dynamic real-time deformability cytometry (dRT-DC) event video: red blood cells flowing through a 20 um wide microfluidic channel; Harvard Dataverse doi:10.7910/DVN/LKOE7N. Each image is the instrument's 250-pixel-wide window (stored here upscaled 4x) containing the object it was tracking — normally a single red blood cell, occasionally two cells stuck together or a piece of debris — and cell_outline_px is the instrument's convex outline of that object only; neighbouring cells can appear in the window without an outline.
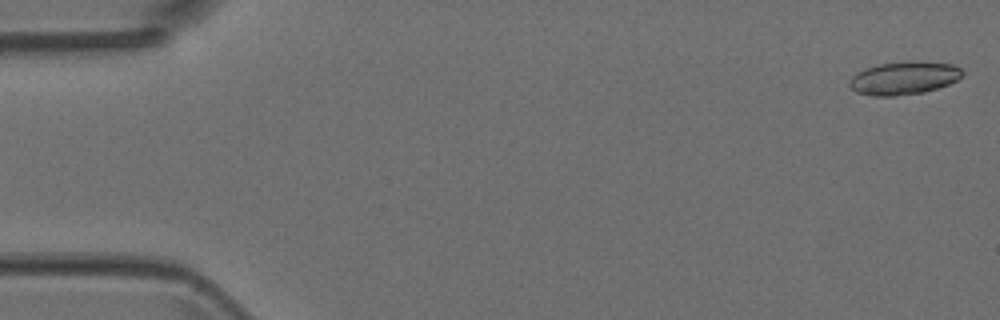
{"species": "Egyptian fruit bat (a non-hibernating species)", "species_latin": "Rousettus aegyptiacus", "temperature_condition": "room temperature", "stored_images_in_passage": 5, "camera_frame_rate_fps": 3000, "um_per_image_px": 0.085, "animal": {"sex": "female"}, "frame": {"image": 1, "passage_image": 1, "time_ms": 0.0, "image_size_px": [1000, 320], "cell_outline_px": [[964, 72], [956, 80], [948, 84], [924, 92], [896, 96], [872, 96], [856, 92], [848, 84], [852, 76], [864, 68], [880, 64], [912, 60], [920, 60], [952, 64], [960, 68]], "centroid_in_image_um": [76.82, 6.62], "position_along_channel_um": 8.2, "area_um2": 21.85}}
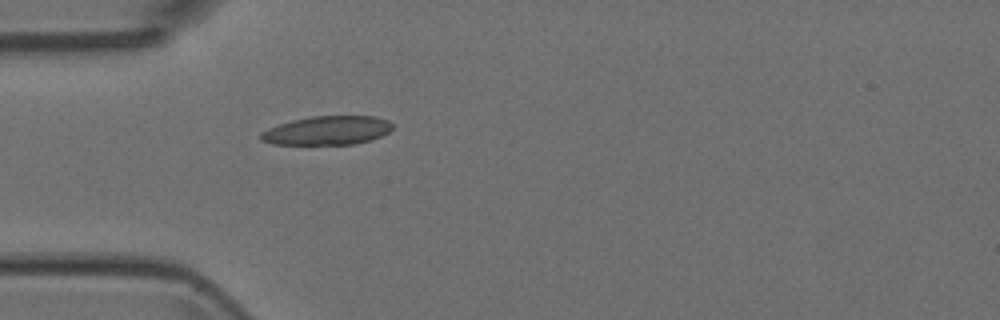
{"frame": {"image": 2, "passage_image": 5, "time_ms": 1.333, "image_size_px": [1000, 320], "cell_outline_px": [[392, 128], [388, 132], [380, 136], [368, 140], [352, 144], [272, 144], [260, 140], [260, 132], [268, 128], [292, 120], [312, 116], [376, 116], [388, 120], [392, 124]], "centroid_in_image_um": [27.79, 11.08], "position_along_channel_um": 57.2, "area_um2": 21.96}}